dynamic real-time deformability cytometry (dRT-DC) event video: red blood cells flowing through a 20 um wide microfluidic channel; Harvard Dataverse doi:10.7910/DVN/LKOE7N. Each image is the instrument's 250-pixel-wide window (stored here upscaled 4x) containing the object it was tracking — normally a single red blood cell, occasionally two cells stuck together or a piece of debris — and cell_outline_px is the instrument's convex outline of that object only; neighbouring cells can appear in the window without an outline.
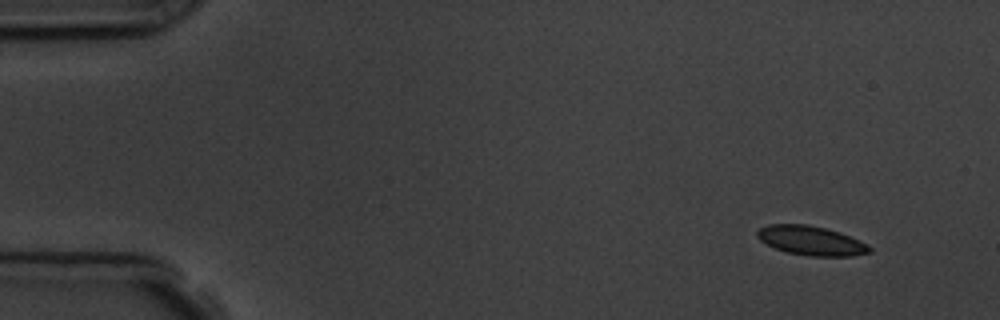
{"species": "common noctule bat (a hibernating species)", "species_latin": "Nyctalus noctula", "temperature_condition": "room temperature", "stored_images_in_passage": 7, "camera_frame_rate_fps": 3000, "um_per_image_px": 0.085, "animal": {"sex": "male", "body_mass_g": 19.5, "forearm_length_mm": 54.6}, "frame": {"image": 1, "passage_image": 1, "time_ms": 0.0, "image_size_px": [1000, 320], "cell_outline_px": [[872, 252], [852, 256], [808, 256], [788, 252], [776, 248], [760, 240], [756, 236], [756, 232], [760, 228], [768, 224], [808, 224], [840, 232], [868, 244], [872, 248]], "centroid_in_image_um": [68.96, 20.45], "position_along_channel_um": 16.0, "area_um2": 19.13}}
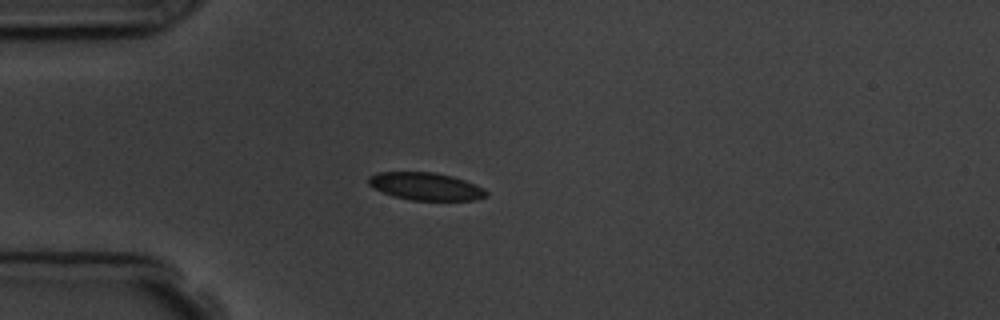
{"frame": {"image": 2, "passage_image": 4, "time_ms": 3.333, "image_size_px": [1000, 320], "cell_outline_px": [[488, 196], [476, 200], [412, 200], [392, 196], [368, 184], [368, 176], [380, 172], [432, 172], [452, 176], [464, 180], [484, 188], [488, 192]], "centroid_in_image_um": [36.21, 15.84], "position_along_channel_um": 48.8, "area_um2": 18.84}}